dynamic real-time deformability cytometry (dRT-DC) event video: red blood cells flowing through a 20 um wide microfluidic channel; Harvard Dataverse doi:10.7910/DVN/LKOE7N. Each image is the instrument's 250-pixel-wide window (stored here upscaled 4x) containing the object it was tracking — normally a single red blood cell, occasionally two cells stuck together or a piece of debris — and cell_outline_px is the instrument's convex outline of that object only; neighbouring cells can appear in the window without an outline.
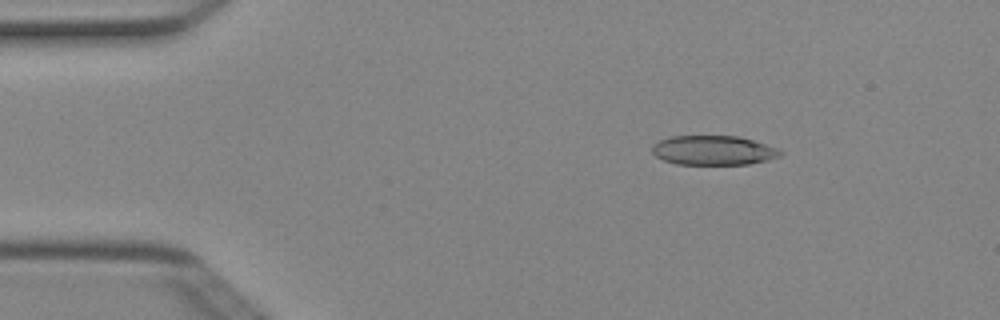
{"species": "Egyptian fruit bat (a non-hibernating species)", "species_latin": "Rousettus aegyptiacus", "temperature_condition": "cold", "stored_images_in_passage": 5, "camera_frame_rate_fps": 3000, "um_per_image_px": 0.085, "animal": {"sex": "female"}, "frame": {"image": 1, "passage_image": 3, "time_ms": 0.667, "image_size_px": [1000, 320], "cell_outline_px": [[784, 152], [780, 156], [768, 160], [748, 164], [676, 164], [664, 160], [656, 156], [652, 152], [652, 144], [660, 140], [672, 136], [736, 136], [752, 140], [776, 148]], "centroid_in_image_um": [60.62, 12.78], "position_along_channel_um": 24.4, "area_um2": 21.85}}
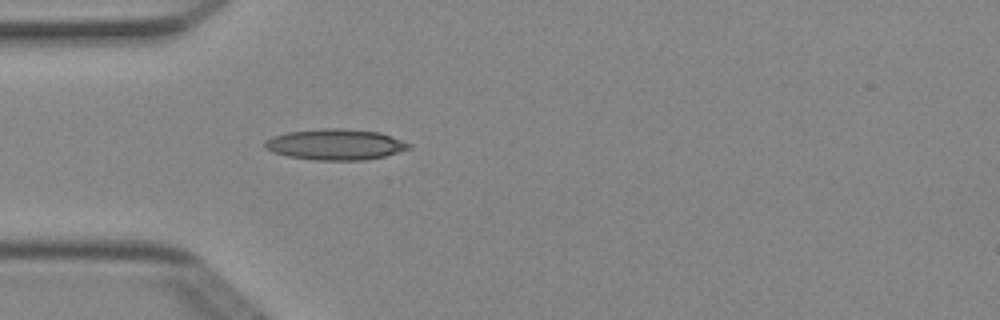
{"frame": {"image": 2, "passage_image": 5, "time_ms": 1.333, "image_size_px": [1000, 320], "cell_outline_px": [[412, 148], [384, 156], [364, 160], [316, 160], [288, 156], [272, 152], [264, 148], [264, 140], [272, 136], [288, 132], [324, 128], [344, 128], [380, 132], [412, 144]], "centroid_in_image_um": [28.5, 12.27], "position_along_channel_um": 56.5, "area_um2": 26.01}}